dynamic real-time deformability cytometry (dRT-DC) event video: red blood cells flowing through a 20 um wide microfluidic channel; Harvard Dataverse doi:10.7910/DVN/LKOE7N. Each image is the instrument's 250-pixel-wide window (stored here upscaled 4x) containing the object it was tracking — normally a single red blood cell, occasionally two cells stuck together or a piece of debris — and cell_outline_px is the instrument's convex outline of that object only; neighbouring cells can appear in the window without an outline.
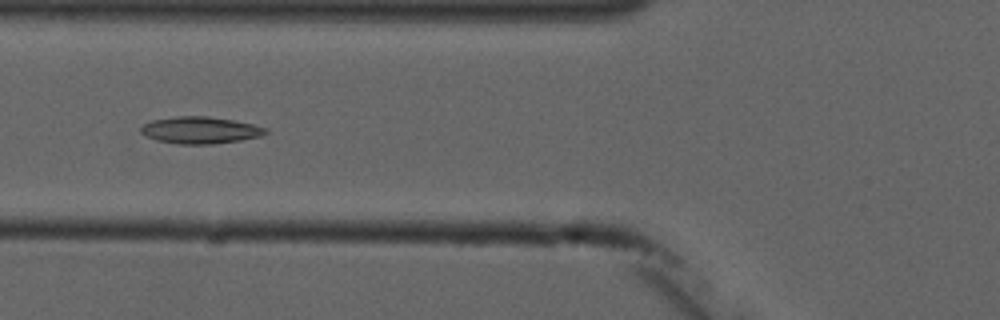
{"species": "common noctule bat (a hibernating species)", "species_latin": "Nyctalus noctula", "temperature_condition": "cold", "stored_images_in_passage": 6, "camera_frame_rate_fps": 3000, "um_per_image_px": 0.085, "animal": {"sex": "male", "forearm_length_mm": 52.5}, "frame": {"image": 1, "passage_image": 6, "time_ms": 5.667, "image_size_px": [1000, 320], "cell_outline_px": [[268, 132], [260, 136], [240, 140], [212, 144], [180, 144], [156, 140], [140, 132], [140, 128], [144, 124], [152, 120], [176, 116], [208, 116], [232, 120], [252, 124], [268, 128]], "centroid_in_image_um": [17.02, 11.06], "position_along_channel_um": 108.8, "area_um2": 19.42}}